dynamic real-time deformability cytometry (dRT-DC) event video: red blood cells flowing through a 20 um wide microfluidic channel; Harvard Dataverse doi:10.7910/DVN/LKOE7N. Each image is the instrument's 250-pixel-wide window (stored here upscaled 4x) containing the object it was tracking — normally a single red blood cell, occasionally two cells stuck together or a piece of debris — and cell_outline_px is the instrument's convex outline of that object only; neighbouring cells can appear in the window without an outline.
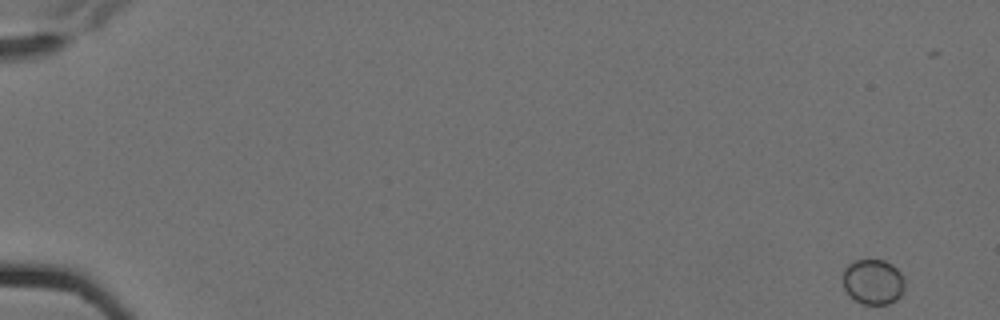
{"species": "Egyptian fruit bat (a non-hibernating species)", "species_latin": "Rousettus aegyptiacus", "temperature_condition": "cold", "stored_images_in_passage": 5, "camera_frame_rate_fps": 3000, "um_per_image_px": 0.085, "animal": {"sex": "female"}, "frame": {"image": 1, "passage_image": 1, "time_ms": 0.0, "image_size_px": [1000, 320], "cell_outline_px": [[904, 288], [900, 296], [896, 300], [888, 304], [864, 304], [856, 300], [844, 288], [840, 276], [844, 268], [848, 264], [856, 260], [884, 260], [892, 264], [900, 272], [904, 280]], "centroid_in_image_um": [74.19, 23.94], "position_along_channel_um": 10.8, "area_um2": 16.42}}